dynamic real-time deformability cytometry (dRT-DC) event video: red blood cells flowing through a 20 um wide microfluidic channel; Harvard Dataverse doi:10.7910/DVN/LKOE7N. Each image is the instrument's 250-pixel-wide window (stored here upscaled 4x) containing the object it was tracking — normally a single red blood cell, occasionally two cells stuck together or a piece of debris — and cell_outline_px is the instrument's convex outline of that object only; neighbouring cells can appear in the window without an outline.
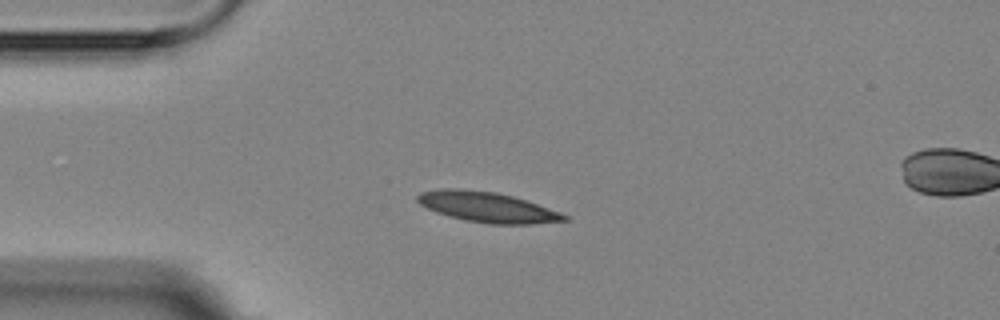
{"species": "Egyptian fruit bat (a non-hibernating species)", "species_latin": "Rousettus aegyptiacus", "temperature_condition": "room temperature", "stored_images_in_passage": 4, "segment_of_instrument_passage": [1, 2], "camera_frame_rate_fps": 3000, "um_per_image_px": 0.085, "animal": {"sex": "female"}, "frame": {"image": 1, "passage_image": 3, "time_ms": 2.0, "image_size_px": [1000, 320], "cell_outline_px": [[568, 220], [532, 224], [488, 224], [464, 220], [448, 216], [436, 212], [420, 204], [416, 200], [416, 196], [420, 192], [440, 188], [456, 188], [496, 192], [512, 196], [560, 212], [568, 216]], "centroid_in_image_um": [41.37, 17.6], "position_along_channel_um": 43.6, "area_um2": 25.84}}